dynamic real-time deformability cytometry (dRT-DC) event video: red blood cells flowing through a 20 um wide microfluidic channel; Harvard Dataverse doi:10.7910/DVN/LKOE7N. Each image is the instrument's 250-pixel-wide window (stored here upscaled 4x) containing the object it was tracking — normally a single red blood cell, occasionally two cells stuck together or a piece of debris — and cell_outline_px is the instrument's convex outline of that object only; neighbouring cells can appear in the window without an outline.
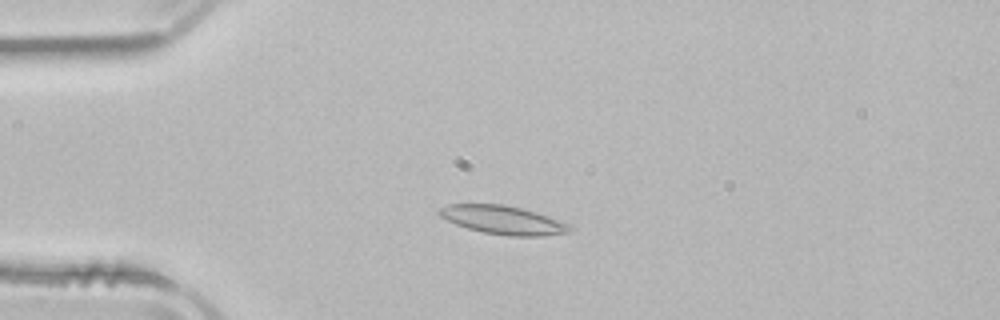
{"species": "common noctule bat (a hibernating species)", "species_latin": "Nyctalus noctula", "temperature_condition": "room temperature", "stored_images_in_passage": 51, "camera_frame_rate_fps": 3000, "um_per_image_px": 0.085, "animal": {"sex": "male", "body_mass_g": 21.5, "forearm_length_mm": 52.0}, "frame": {"image": 1, "passage_image": 12, "time_ms": 3.667, "image_size_px": [1000, 320], "cell_outline_px": [[576, 228], [568, 232], [544, 236], [508, 236], [484, 232], [468, 228], [456, 224], [440, 216], [436, 212], [436, 208], [448, 204], [504, 204], [536, 212], [572, 224]], "centroid_in_image_um": [42.78, 18.69], "position_along_channel_um": 42.2, "area_um2": 21.91}}
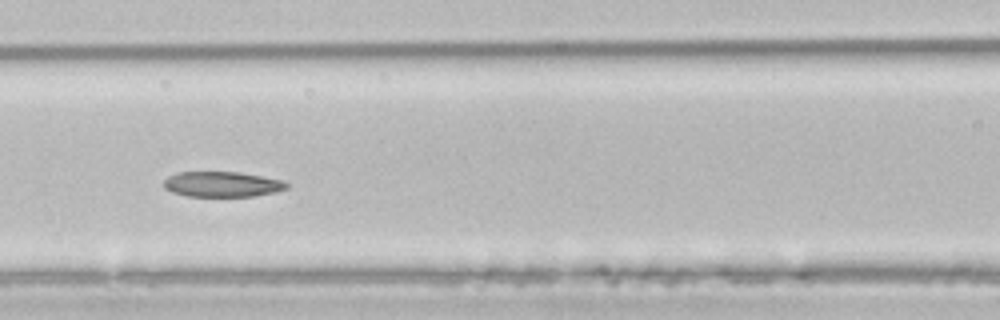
{"frame": {"image": 2, "passage_image": 22, "time_ms": 7.0, "image_size_px": [1000, 320], "cell_outline_px": [[288, 188], [276, 192], [252, 196], [188, 196], [172, 192], [164, 188], [164, 180], [168, 176], [176, 172], [236, 172], [260, 176], [280, 180], [288, 184]], "centroid_in_image_um": [18.84, 15.66], "position_along_channel_um": 147.8, "area_um2": 17.98}}
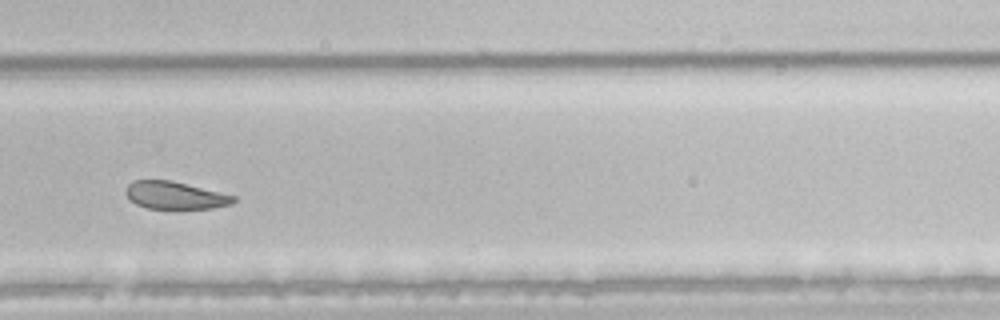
{"frame": {"image": 3, "passage_image": 35, "time_ms": 11.333, "image_size_px": [1000, 320], "cell_outline_px": [[236, 200], [232, 204], [212, 208], [148, 208], [136, 204], [124, 192], [128, 184], [132, 180], [172, 180], [236, 196]], "centroid_in_image_um": [14.88, 16.59], "position_along_channel_um": 314.9, "area_um2": 17.17}, "authors_computed_cell_mechanics": {"area_um2": 20.9814, "velocity_mm_per_s": 3.8723, "shape_relaxation_time_tau1_ms": null, "shape_relaxation_time_tau2_ms": 2.305, "deformation_change_tau1": null, "deformation_change_tau2": 0.0844}}